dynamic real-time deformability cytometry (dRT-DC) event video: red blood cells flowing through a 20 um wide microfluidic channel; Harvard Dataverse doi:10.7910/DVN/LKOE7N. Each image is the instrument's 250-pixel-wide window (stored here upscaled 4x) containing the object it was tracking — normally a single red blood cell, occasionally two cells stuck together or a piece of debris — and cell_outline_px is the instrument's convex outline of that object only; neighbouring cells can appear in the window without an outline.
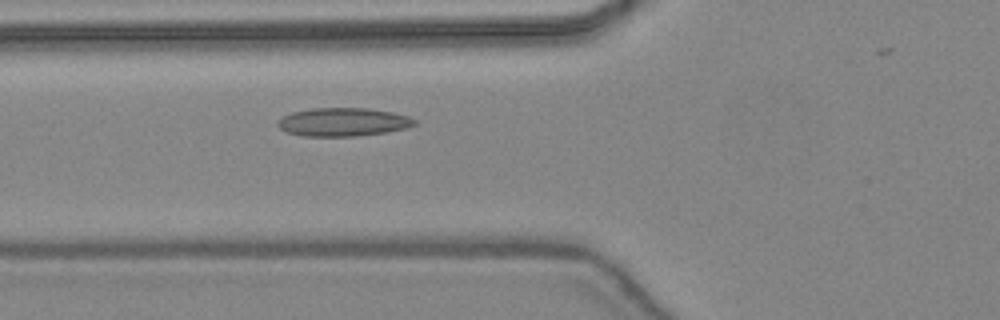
{"species": "common noctule bat (a hibernating species)", "species_latin": "Nyctalus noctula", "temperature_condition": "warm", "stored_images_in_passage": 35, "camera_frame_rate_fps": 3000, "um_per_image_px": 0.085, "animal": {"sex": "female", "body_mass_g": 24.6, "forearm_length_mm": 56.2}, "frame": {"image": 1, "passage_image": 12, "time_ms": 3.667, "image_size_px": [1000, 320], "cell_outline_px": [[416, 124], [408, 128], [384, 132], [356, 136], [304, 136], [288, 132], [280, 128], [276, 124], [276, 120], [292, 112], [312, 108], [368, 108], [392, 112], [408, 116], [416, 120]], "centroid_in_image_um": [29.16, 10.37], "position_along_channel_um": 96.6, "area_um2": 22.6}}
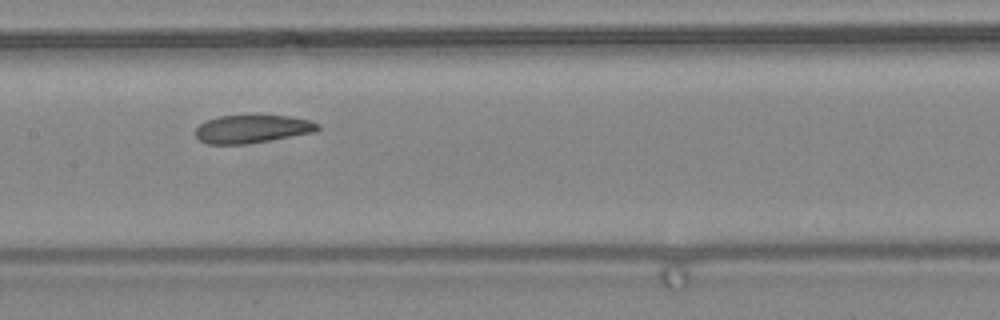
{"frame": {"image": 2, "passage_image": 18, "time_ms": 5.667, "image_size_px": [1000, 320], "cell_outline_px": [[320, 128], [316, 132], [244, 144], [208, 144], [200, 140], [196, 136], [196, 128], [200, 124], [208, 120], [220, 116], [252, 112], [292, 116], [308, 120], [320, 124]], "centroid_in_image_um": [21.47, 10.9], "position_along_channel_um": 185.9, "area_um2": 20.75}}
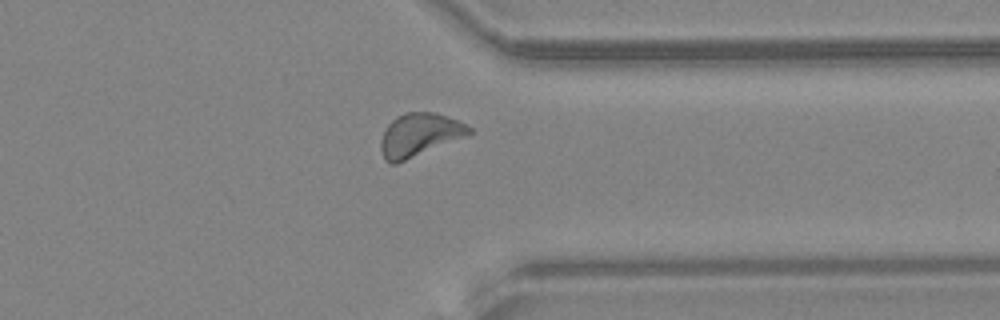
{"frame": {"image": 3, "passage_image": 31, "time_ms": 10.0, "image_size_px": [1000, 320], "cell_outline_px": [[472, 132], [468, 136], [396, 164], [392, 164], [384, 160], [380, 148], [380, 140], [388, 124], [396, 116], [408, 112], [436, 112], [460, 120], [472, 128]], "centroid_in_image_um": [35.67, 11.46], "position_along_channel_um": 375.7, "area_um2": 22.48}}